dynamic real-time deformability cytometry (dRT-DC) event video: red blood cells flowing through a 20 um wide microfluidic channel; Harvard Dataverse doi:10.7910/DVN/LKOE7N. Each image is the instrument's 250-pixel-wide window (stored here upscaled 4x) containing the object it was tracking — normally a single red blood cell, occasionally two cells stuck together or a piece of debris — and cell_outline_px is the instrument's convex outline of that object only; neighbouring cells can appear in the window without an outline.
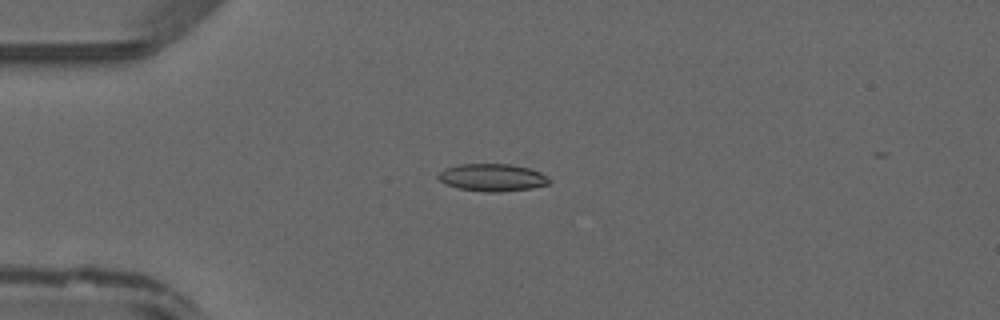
{"species": "common noctule bat (a hibernating species)", "species_latin": "Nyctalus noctula", "temperature_condition": "warm", "stored_images_in_passage": 47, "camera_frame_rate_fps": 3000, "um_per_image_px": 0.085, "animal": {"sex": "male", "forearm_length_mm": 52.5}, "frame": {"image": 1, "passage_image": 13, "time_ms": 4.0, "image_size_px": [1000, 320], "cell_outline_px": [[552, 180], [548, 184], [532, 188], [500, 192], [484, 192], [460, 188], [448, 184], [440, 180], [436, 176], [444, 168], [460, 164], [508, 164], [528, 168], [540, 172], [548, 176]], "centroid_in_image_um": [41.87, 15.09], "position_along_channel_um": 43.1, "area_um2": 17.69}}
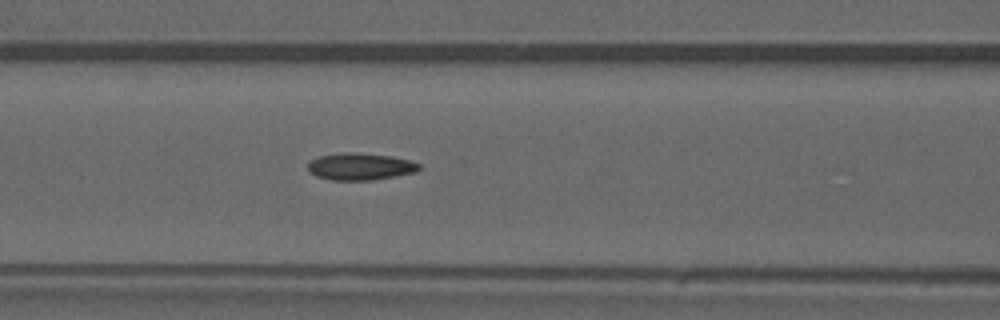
{"frame": {"image": 2, "passage_image": 21, "time_ms": 6.667, "image_size_px": [1000, 320], "cell_outline_px": [[420, 168], [416, 172], [372, 180], [332, 180], [316, 176], [308, 168], [308, 164], [312, 160], [320, 156], [348, 152], [352, 152], [388, 156], [412, 160], [420, 164]], "centroid_in_image_um": [30.66, 14.16], "position_along_channel_um": 135.9, "area_um2": 17.22}}
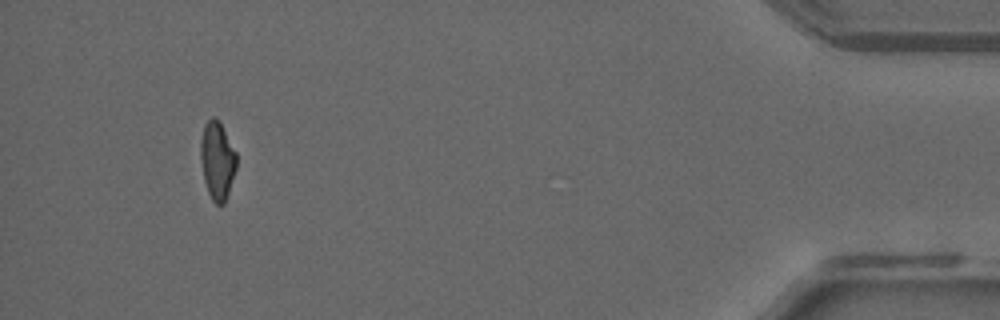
{"frame": {"image": 3, "passage_image": 45, "time_ms": 14.667, "image_size_px": [1000, 320], "cell_outline_px": [[236, 168], [224, 204], [216, 204], [212, 200], [208, 192], [204, 180], [200, 160], [200, 140], [204, 124], [212, 116], [216, 116], [220, 120], [236, 152]], "centroid_in_image_um": [18.45, 13.58], "position_along_channel_um": 416.7, "area_um2": 16.47}}